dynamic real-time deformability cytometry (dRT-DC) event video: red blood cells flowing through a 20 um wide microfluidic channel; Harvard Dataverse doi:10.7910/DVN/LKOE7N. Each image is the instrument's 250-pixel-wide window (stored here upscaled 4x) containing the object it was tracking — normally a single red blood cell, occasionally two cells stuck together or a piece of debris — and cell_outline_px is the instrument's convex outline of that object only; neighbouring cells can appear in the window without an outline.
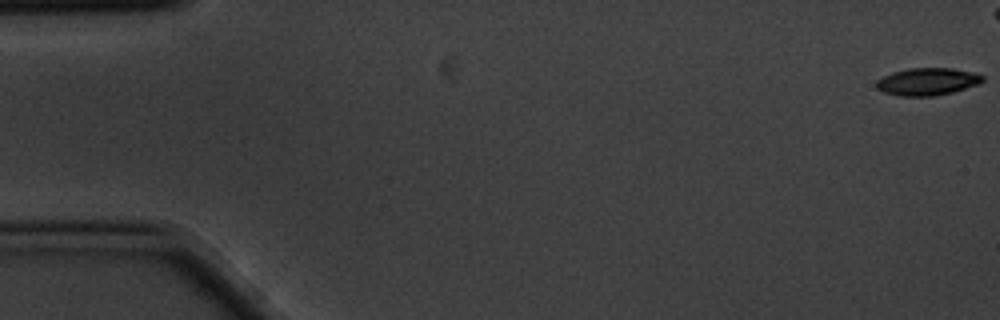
{"species": "common noctule bat (a hibernating species)", "species_latin": "Nyctalus noctula", "temperature_condition": "cold", "stored_images_in_passage": 6, "camera_frame_rate_fps": 3000, "um_per_image_px": 0.085, "animal": {"sex": "male", "body_mass_g": 20.1, "forearm_length_mm": 53.5}, "frame": {"image": 1, "passage_image": 1, "time_ms": 0.0, "image_size_px": [1000, 320], "cell_outline_px": [[984, 80], [980, 84], [952, 92], [932, 96], [900, 96], [884, 92], [876, 88], [876, 80], [892, 72], [908, 68], [952, 68], [976, 72], [984, 76]], "centroid_in_image_um": [78.85, 6.93], "position_along_channel_um": 6.1, "area_um2": 17.11}}